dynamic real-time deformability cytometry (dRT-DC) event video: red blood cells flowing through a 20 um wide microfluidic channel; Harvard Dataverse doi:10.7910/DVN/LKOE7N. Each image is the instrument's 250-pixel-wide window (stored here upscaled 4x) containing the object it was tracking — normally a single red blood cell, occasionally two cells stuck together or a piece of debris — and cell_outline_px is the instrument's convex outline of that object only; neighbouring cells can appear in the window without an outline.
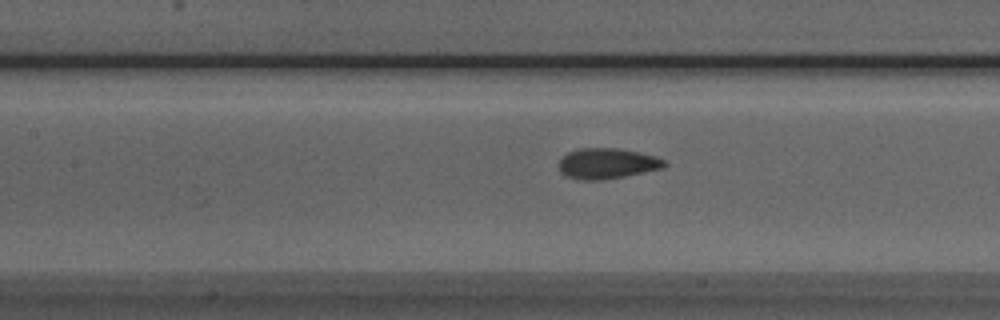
{"species": "Egyptian fruit bat (a non-hibernating species)", "species_latin": "Rousettus aegyptiacus", "temperature_condition": "room temperature", "stored_images_in_passage": 21, "camera_frame_rate_fps": 3000, "um_per_image_px": 0.085, "animal": {"sex": "male"}, "frame": {"image": 1, "passage_image": 18, "time_ms": 5.667, "image_size_px": [1000, 320], "cell_outline_px": [[668, 164], [664, 168], [624, 176], [600, 180], [584, 180], [568, 176], [560, 172], [560, 160], [568, 152], [576, 148], [616, 148], [656, 156], [664, 160]], "centroid_in_image_um": [51.62, 13.89], "position_along_channel_um": 155.8, "area_um2": 18.61}}